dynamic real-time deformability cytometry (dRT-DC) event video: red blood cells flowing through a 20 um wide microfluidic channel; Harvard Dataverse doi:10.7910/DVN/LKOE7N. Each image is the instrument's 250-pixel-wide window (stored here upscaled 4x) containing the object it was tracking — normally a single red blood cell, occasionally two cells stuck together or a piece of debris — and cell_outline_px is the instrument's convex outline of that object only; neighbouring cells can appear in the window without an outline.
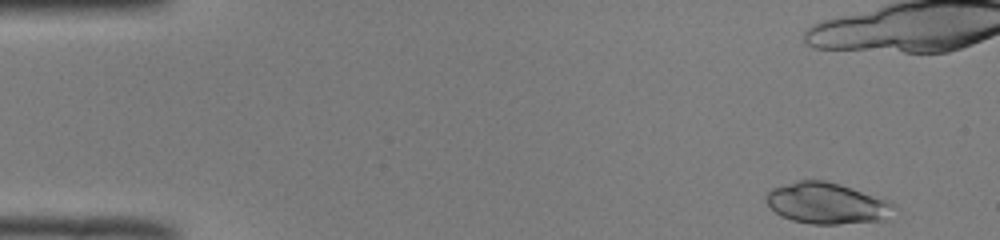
{"species": "common noctule bat (a hibernating species)", "species_latin": "Nyctalus noctula", "temperature_condition": "room temperature", "stored_images_in_passage": 49, "camera_frame_rate_fps": 3000, "um_per_image_px": 0.085, "animal": {"sex": "male", "body_mass_g": 19.0, "forearm_length_mm": 50.8}, "frame": {"image": 1, "passage_image": 1, "time_ms": 0.0, "image_size_px": [1000, 240], "cell_outline_px": [[896, 208], [892, 220], [836, 224], [812, 224], [792, 220], [780, 216], [764, 200], [764, 196], [772, 188], [796, 180], [824, 180], [840, 184], [892, 200], [896, 204]], "centroid_in_image_um": [70.38, 17.28], "position_along_channel_um": 14.6, "area_um2": 31.44}}